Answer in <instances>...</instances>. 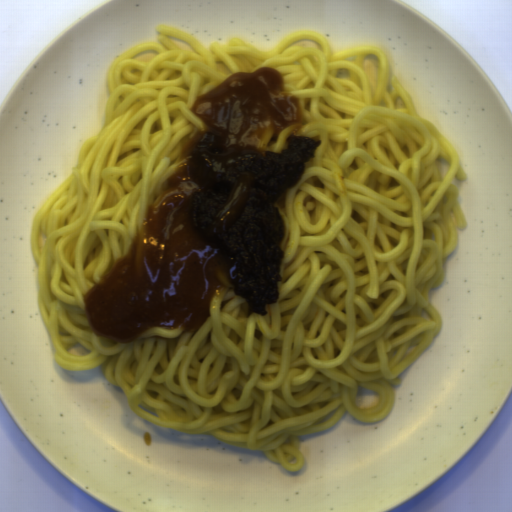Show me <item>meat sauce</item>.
Masks as SVG:
<instances>
[{
    "instance_id": "1",
    "label": "meat sauce",
    "mask_w": 512,
    "mask_h": 512,
    "mask_svg": "<svg viewBox=\"0 0 512 512\" xmlns=\"http://www.w3.org/2000/svg\"><path fill=\"white\" fill-rule=\"evenodd\" d=\"M280 70L235 72L190 106L204 127L184 141V162L163 182L127 252L81 294L93 328L119 341L148 327L199 329L211 316L224 272L246 315L279 298L284 221L270 208L298 181L322 143L286 138L281 153L257 148L268 127L301 120Z\"/></svg>"
}]
</instances>
